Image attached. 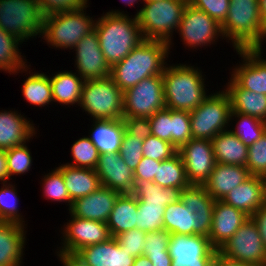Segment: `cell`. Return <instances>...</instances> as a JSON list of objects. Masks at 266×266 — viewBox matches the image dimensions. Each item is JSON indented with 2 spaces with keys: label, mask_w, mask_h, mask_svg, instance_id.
I'll list each match as a JSON object with an SVG mask.
<instances>
[{
  "label": "cell",
  "mask_w": 266,
  "mask_h": 266,
  "mask_svg": "<svg viewBox=\"0 0 266 266\" xmlns=\"http://www.w3.org/2000/svg\"><path fill=\"white\" fill-rule=\"evenodd\" d=\"M119 195V192L101 186L91 194L74 200L69 213L82 219L106 223Z\"/></svg>",
  "instance_id": "ffe728a7"
},
{
  "label": "cell",
  "mask_w": 266,
  "mask_h": 266,
  "mask_svg": "<svg viewBox=\"0 0 266 266\" xmlns=\"http://www.w3.org/2000/svg\"><path fill=\"white\" fill-rule=\"evenodd\" d=\"M214 257H176L171 266H211Z\"/></svg>",
  "instance_id": "9f6ffc18"
},
{
  "label": "cell",
  "mask_w": 266,
  "mask_h": 266,
  "mask_svg": "<svg viewBox=\"0 0 266 266\" xmlns=\"http://www.w3.org/2000/svg\"><path fill=\"white\" fill-rule=\"evenodd\" d=\"M224 89L231 100V111L266 122V95L240 88L231 78Z\"/></svg>",
  "instance_id": "484cf974"
},
{
  "label": "cell",
  "mask_w": 266,
  "mask_h": 266,
  "mask_svg": "<svg viewBox=\"0 0 266 266\" xmlns=\"http://www.w3.org/2000/svg\"><path fill=\"white\" fill-rule=\"evenodd\" d=\"M23 42L0 28V70L13 74L27 71L29 68L25 56L21 55L18 46ZM23 56V58H22ZM25 61H24V60ZM21 71V72H20Z\"/></svg>",
  "instance_id": "d6a6232c"
},
{
  "label": "cell",
  "mask_w": 266,
  "mask_h": 266,
  "mask_svg": "<svg viewBox=\"0 0 266 266\" xmlns=\"http://www.w3.org/2000/svg\"><path fill=\"white\" fill-rule=\"evenodd\" d=\"M137 229L143 232H154L163 229L164 204H144L137 199Z\"/></svg>",
  "instance_id": "f35d334b"
},
{
  "label": "cell",
  "mask_w": 266,
  "mask_h": 266,
  "mask_svg": "<svg viewBox=\"0 0 266 266\" xmlns=\"http://www.w3.org/2000/svg\"><path fill=\"white\" fill-rule=\"evenodd\" d=\"M182 38L181 41L188 48L209 46L224 36L221 25L202 10L190 4L184 8L181 23L177 30Z\"/></svg>",
  "instance_id": "4fadbf2b"
},
{
  "label": "cell",
  "mask_w": 266,
  "mask_h": 266,
  "mask_svg": "<svg viewBox=\"0 0 266 266\" xmlns=\"http://www.w3.org/2000/svg\"><path fill=\"white\" fill-rule=\"evenodd\" d=\"M43 196L51 201L68 203V209L72 206V200L68 194L67 187L65 186L64 177L62 172L56 167L54 170L45 174L42 179Z\"/></svg>",
  "instance_id": "b9f144b4"
},
{
  "label": "cell",
  "mask_w": 266,
  "mask_h": 266,
  "mask_svg": "<svg viewBox=\"0 0 266 266\" xmlns=\"http://www.w3.org/2000/svg\"><path fill=\"white\" fill-rule=\"evenodd\" d=\"M230 112L228 93L225 90L211 93L196 109L190 111L192 138L212 140L220 132L228 130Z\"/></svg>",
  "instance_id": "9c48e42d"
},
{
  "label": "cell",
  "mask_w": 266,
  "mask_h": 266,
  "mask_svg": "<svg viewBox=\"0 0 266 266\" xmlns=\"http://www.w3.org/2000/svg\"><path fill=\"white\" fill-rule=\"evenodd\" d=\"M145 235L146 232H143L139 229H132L122 232L116 235L114 238L123 250H126L136 258L144 253V246L146 242Z\"/></svg>",
  "instance_id": "c3c4849f"
},
{
  "label": "cell",
  "mask_w": 266,
  "mask_h": 266,
  "mask_svg": "<svg viewBox=\"0 0 266 266\" xmlns=\"http://www.w3.org/2000/svg\"><path fill=\"white\" fill-rule=\"evenodd\" d=\"M218 252L230 260L254 266H266V248L251 217L240 226Z\"/></svg>",
  "instance_id": "8fae6325"
},
{
  "label": "cell",
  "mask_w": 266,
  "mask_h": 266,
  "mask_svg": "<svg viewBox=\"0 0 266 266\" xmlns=\"http://www.w3.org/2000/svg\"><path fill=\"white\" fill-rule=\"evenodd\" d=\"M164 108L162 75L143 79L123 92V117L149 118Z\"/></svg>",
  "instance_id": "30bf717a"
},
{
  "label": "cell",
  "mask_w": 266,
  "mask_h": 266,
  "mask_svg": "<svg viewBox=\"0 0 266 266\" xmlns=\"http://www.w3.org/2000/svg\"><path fill=\"white\" fill-rule=\"evenodd\" d=\"M119 154L125 164L134 171L143 158V140L136 139L133 135H130L124 130Z\"/></svg>",
  "instance_id": "bcb514c9"
},
{
  "label": "cell",
  "mask_w": 266,
  "mask_h": 266,
  "mask_svg": "<svg viewBox=\"0 0 266 266\" xmlns=\"http://www.w3.org/2000/svg\"><path fill=\"white\" fill-rule=\"evenodd\" d=\"M221 29L225 40L231 41L235 50L262 49L266 29L260 16L259 0H230Z\"/></svg>",
  "instance_id": "277c9868"
},
{
  "label": "cell",
  "mask_w": 266,
  "mask_h": 266,
  "mask_svg": "<svg viewBox=\"0 0 266 266\" xmlns=\"http://www.w3.org/2000/svg\"><path fill=\"white\" fill-rule=\"evenodd\" d=\"M26 225L0 221V266H22Z\"/></svg>",
  "instance_id": "d4e9b609"
},
{
  "label": "cell",
  "mask_w": 266,
  "mask_h": 266,
  "mask_svg": "<svg viewBox=\"0 0 266 266\" xmlns=\"http://www.w3.org/2000/svg\"><path fill=\"white\" fill-rule=\"evenodd\" d=\"M53 102L60 105H79L83 84L85 82L76 72L63 70L49 76Z\"/></svg>",
  "instance_id": "1f68e13d"
},
{
  "label": "cell",
  "mask_w": 266,
  "mask_h": 266,
  "mask_svg": "<svg viewBox=\"0 0 266 266\" xmlns=\"http://www.w3.org/2000/svg\"><path fill=\"white\" fill-rule=\"evenodd\" d=\"M87 7L44 16L42 38L55 49H74L79 40L94 30L96 20L86 15Z\"/></svg>",
  "instance_id": "8992f818"
},
{
  "label": "cell",
  "mask_w": 266,
  "mask_h": 266,
  "mask_svg": "<svg viewBox=\"0 0 266 266\" xmlns=\"http://www.w3.org/2000/svg\"><path fill=\"white\" fill-rule=\"evenodd\" d=\"M211 141L216 163L246 166L248 146L230 130L220 132Z\"/></svg>",
  "instance_id": "83f0119b"
},
{
  "label": "cell",
  "mask_w": 266,
  "mask_h": 266,
  "mask_svg": "<svg viewBox=\"0 0 266 266\" xmlns=\"http://www.w3.org/2000/svg\"><path fill=\"white\" fill-rule=\"evenodd\" d=\"M250 217L256 224L263 244L266 248V203L260 206Z\"/></svg>",
  "instance_id": "6f0895ef"
},
{
  "label": "cell",
  "mask_w": 266,
  "mask_h": 266,
  "mask_svg": "<svg viewBox=\"0 0 266 266\" xmlns=\"http://www.w3.org/2000/svg\"><path fill=\"white\" fill-rule=\"evenodd\" d=\"M59 261L63 263V266H83L73 256L59 257Z\"/></svg>",
  "instance_id": "6125c7cd"
},
{
  "label": "cell",
  "mask_w": 266,
  "mask_h": 266,
  "mask_svg": "<svg viewBox=\"0 0 266 266\" xmlns=\"http://www.w3.org/2000/svg\"><path fill=\"white\" fill-rule=\"evenodd\" d=\"M123 3H126V5L132 7L134 6L135 3H138V1H141V0H121Z\"/></svg>",
  "instance_id": "03108f58"
},
{
  "label": "cell",
  "mask_w": 266,
  "mask_h": 266,
  "mask_svg": "<svg viewBox=\"0 0 266 266\" xmlns=\"http://www.w3.org/2000/svg\"><path fill=\"white\" fill-rule=\"evenodd\" d=\"M76 73L84 79H105L110 76V66L106 63L99 46L95 30L79 40L74 48Z\"/></svg>",
  "instance_id": "2e32d148"
},
{
  "label": "cell",
  "mask_w": 266,
  "mask_h": 266,
  "mask_svg": "<svg viewBox=\"0 0 266 266\" xmlns=\"http://www.w3.org/2000/svg\"><path fill=\"white\" fill-rule=\"evenodd\" d=\"M36 130L33 122L18 111H0V149L8 150L29 142Z\"/></svg>",
  "instance_id": "cb8c5ba5"
},
{
  "label": "cell",
  "mask_w": 266,
  "mask_h": 266,
  "mask_svg": "<svg viewBox=\"0 0 266 266\" xmlns=\"http://www.w3.org/2000/svg\"><path fill=\"white\" fill-rule=\"evenodd\" d=\"M153 182L161 187H175L177 189H184L190 186L187 179L184 162L179 153L172 158L161 161L157 166V175Z\"/></svg>",
  "instance_id": "e575fe53"
},
{
  "label": "cell",
  "mask_w": 266,
  "mask_h": 266,
  "mask_svg": "<svg viewBox=\"0 0 266 266\" xmlns=\"http://www.w3.org/2000/svg\"><path fill=\"white\" fill-rule=\"evenodd\" d=\"M166 65L163 76L165 108L179 111L196 109L209 95L202 71L188 64Z\"/></svg>",
  "instance_id": "3957f363"
},
{
  "label": "cell",
  "mask_w": 266,
  "mask_h": 266,
  "mask_svg": "<svg viewBox=\"0 0 266 266\" xmlns=\"http://www.w3.org/2000/svg\"><path fill=\"white\" fill-rule=\"evenodd\" d=\"M64 177L72 201L87 196L101 187L99 176L93 169L77 168L66 164L57 167Z\"/></svg>",
  "instance_id": "4316f807"
},
{
  "label": "cell",
  "mask_w": 266,
  "mask_h": 266,
  "mask_svg": "<svg viewBox=\"0 0 266 266\" xmlns=\"http://www.w3.org/2000/svg\"><path fill=\"white\" fill-rule=\"evenodd\" d=\"M9 173L7 170L6 150L0 149V181L3 183L9 182Z\"/></svg>",
  "instance_id": "91938a15"
},
{
  "label": "cell",
  "mask_w": 266,
  "mask_h": 266,
  "mask_svg": "<svg viewBox=\"0 0 266 266\" xmlns=\"http://www.w3.org/2000/svg\"><path fill=\"white\" fill-rule=\"evenodd\" d=\"M178 150L169 142L161 140L154 135L143 140V157L158 161L172 158Z\"/></svg>",
  "instance_id": "7dc6e473"
},
{
  "label": "cell",
  "mask_w": 266,
  "mask_h": 266,
  "mask_svg": "<svg viewBox=\"0 0 266 266\" xmlns=\"http://www.w3.org/2000/svg\"><path fill=\"white\" fill-rule=\"evenodd\" d=\"M99 46L110 68L123 60L143 40L136 16L110 10L95 21Z\"/></svg>",
  "instance_id": "7a4b0ae2"
},
{
  "label": "cell",
  "mask_w": 266,
  "mask_h": 266,
  "mask_svg": "<svg viewBox=\"0 0 266 266\" xmlns=\"http://www.w3.org/2000/svg\"><path fill=\"white\" fill-rule=\"evenodd\" d=\"M163 229L170 234L189 235L188 210L180 200L165 207Z\"/></svg>",
  "instance_id": "ab89813d"
},
{
  "label": "cell",
  "mask_w": 266,
  "mask_h": 266,
  "mask_svg": "<svg viewBox=\"0 0 266 266\" xmlns=\"http://www.w3.org/2000/svg\"><path fill=\"white\" fill-rule=\"evenodd\" d=\"M88 1L89 0H38L40 10L44 16L85 7Z\"/></svg>",
  "instance_id": "f5cc1de1"
},
{
  "label": "cell",
  "mask_w": 266,
  "mask_h": 266,
  "mask_svg": "<svg viewBox=\"0 0 266 266\" xmlns=\"http://www.w3.org/2000/svg\"><path fill=\"white\" fill-rule=\"evenodd\" d=\"M125 130L136 139L145 140L152 135V128L149 118L142 117H123Z\"/></svg>",
  "instance_id": "db71d44e"
},
{
  "label": "cell",
  "mask_w": 266,
  "mask_h": 266,
  "mask_svg": "<svg viewBox=\"0 0 266 266\" xmlns=\"http://www.w3.org/2000/svg\"><path fill=\"white\" fill-rule=\"evenodd\" d=\"M16 191L15 185L10 183H3L0 188V221L27 225L17 207L19 198Z\"/></svg>",
  "instance_id": "60d3db41"
},
{
  "label": "cell",
  "mask_w": 266,
  "mask_h": 266,
  "mask_svg": "<svg viewBox=\"0 0 266 266\" xmlns=\"http://www.w3.org/2000/svg\"><path fill=\"white\" fill-rule=\"evenodd\" d=\"M188 4L202 10L222 25L227 18L230 0H188Z\"/></svg>",
  "instance_id": "681fc988"
},
{
  "label": "cell",
  "mask_w": 266,
  "mask_h": 266,
  "mask_svg": "<svg viewBox=\"0 0 266 266\" xmlns=\"http://www.w3.org/2000/svg\"><path fill=\"white\" fill-rule=\"evenodd\" d=\"M161 161L143 157L134 170L135 181H153Z\"/></svg>",
  "instance_id": "11a10c76"
},
{
  "label": "cell",
  "mask_w": 266,
  "mask_h": 266,
  "mask_svg": "<svg viewBox=\"0 0 266 266\" xmlns=\"http://www.w3.org/2000/svg\"><path fill=\"white\" fill-rule=\"evenodd\" d=\"M170 235L171 234L165 229L146 233L143 255L152 256L157 254H169L168 246Z\"/></svg>",
  "instance_id": "f907efd6"
},
{
  "label": "cell",
  "mask_w": 266,
  "mask_h": 266,
  "mask_svg": "<svg viewBox=\"0 0 266 266\" xmlns=\"http://www.w3.org/2000/svg\"><path fill=\"white\" fill-rule=\"evenodd\" d=\"M78 106L93 120L118 121L123 118V91L110 76L85 80Z\"/></svg>",
  "instance_id": "52a82bcc"
},
{
  "label": "cell",
  "mask_w": 266,
  "mask_h": 266,
  "mask_svg": "<svg viewBox=\"0 0 266 266\" xmlns=\"http://www.w3.org/2000/svg\"><path fill=\"white\" fill-rule=\"evenodd\" d=\"M250 176L246 166L216 163L203 186L215 201L223 200L232 189Z\"/></svg>",
  "instance_id": "603a6c76"
},
{
  "label": "cell",
  "mask_w": 266,
  "mask_h": 266,
  "mask_svg": "<svg viewBox=\"0 0 266 266\" xmlns=\"http://www.w3.org/2000/svg\"><path fill=\"white\" fill-rule=\"evenodd\" d=\"M32 73V74H30ZM29 76L22 84V95L30 104L44 107L53 102L49 75L29 71Z\"/></svg>",
  "instance_id": "d590c367"
},
{
  "label": "cell",
  "mask_w": 266,
  "mask_h": 266,
  "mask_svg": "<svg viewBox=\"0 0 266 266\" xmlns=\"http://www.w3.org/2000/svg\"><path fill=\"white\" fill-rule=\"evenodd\" d=\"M155 1H161V0H143L144 3H147V2H155Z\"/></svg>",
  "instance_id": "003e7915"
},
{
  "label": "cell",
  "mask_w": 266,
  "mask_h": 266,
  "mask_svg": "<svg viewBox=\"0 0 266 266\" xmlns=\"http://www.w3.org/2000/svg\"><path fill=\"white\" fill-rule=\"evenodd\" d=\"M234 118L238 120L236 121L237 125L236 128L230 129V131L248 147L266 132V122L261 119L231 111L229 121L234 120Z\"/></svg>",
  "instance_id": "8d00e7d4"
},
{
  "label": "cell",
  "mask_w": 266,
  "mask_h": 266,
  "mask_svg": "<svg viewBox=\"0 0 266 266\" xmlns=\"http://www.w3.org/2000/svg\"><path fill=\"white\" fill-rule=\"evenodd\" d=\"M178 153L183 159L190 184L203 185L216 165L212 141L191 138Z\"/></svg>",
  "instance_id": "9a60e30c"
},
{
  "label": "cell",
  "mask_w": 266,
  "mask_h": 266,
  "mask_svg": "<svg viewBox=\"0 0 266 266\" xmlns=\"http://www.w3.org/2000/svg\"><path fill=\"white\" fill-rule=\"evenodd\" d=\"M218 252L208 237L202 235L171 234L168 253L173 260L176 257H214Z\"/></svg>",
  "instance_id": "f546056e"
},
{
  "label": "cell",
  "mask_w": 266,
  "mask_h": 266,
  "mask_svg": "<svg viewBox=\"0 0 266 266\" xmlns=\"http://www.w3.org/2000/svg\"><path fill=\"white\" fill-rule=\"evenodd\" d=\"M83 266H133L135 257L117 243L114 237L89 245L73 256Z\"/></svg>",
  "instance_id": "d6986e66"
},
{
  "label": "cell",
  "mask_w": 266,
  "mask_h": 266,
  "mask_svg": "<svg viewBox=\"0 0 266 266\" xmlns=\"http://www.w3.org/2000/svg\"><path fill=\"white\" fill-rule=\"evenodd\" d=\"M249 218L243 211L226 204L222 200L214 203L211 230L208 238L212 246L219 250Z\"/></svg>",
  "instance_id": "44dd1931"
},
{
  "label": "cell",
  "mask_w": 266,
  "mask_h": 266,
  "mask_svg": "<svg viewBox=\"0 0 266 266\" xmlns=\"http://www.w3.org/2000/svg\"><path fill=\"white\" fill-rule=\"evenodd\" d=\"M7 170L11 176L27 173L31 169L32 156L25 144L6 150Z\"/></svg>",
  "instance_id": "ee69618b"
},
{
  "label": "cell",
  "mask_w": 266,
  "mask_h": 266,
  "mask_svg": "<svg viewBox=\"0 0 266 266\" xmlns=\"http://www.w3.org/2000/svg\"><path fill=\"white\" fill-rule=\"evenodd\" d=\"M99 155L98 148L92 143L90 138L88 136L82 137L72 144L71 156L73 162L66 163V165L95 170Z\"/></svg>",
  "instance_id": "74e56055"
},
{
  "label": "cell",
  "mask_w": 266,
  "mask_h": 266,
  "mask_svg": "<svg viewBox=\"0 0 266 266\" xmlns=\"http://www.w3.org/2000/svg\"><path fill=\"white\" fill-rule=\"evenodd\" d=\"M71 220L63 227L58 257L74 256L82 248L107 241L111 235L105 222L70 216Z\"/></svg>",
  "instance_id": "7c38bea8"
},
{
  "label": "cell",
  "mask_w": 266,
  "mask_h": 266,
  "mask_svg": "<svg viewBox=\"0 0 266 266\" xmlns=\"http://www.w3.org/2000/svg\"><path fill=\"white\" fill-rule=\"evenodd\" d=\"M180 201L188 210L189 235L208 237L212 225L215 200L203 185L191 184L181 190Z\"/></svg>",
  "instance_id": "5bb4252c"
},
{
  "label": "cell",
  "mask_w": 266,
  "mask_h": 266,
  "mask_svg": "<svg viewBox=\"0 0 266 266\" xmlns=\"http://www.w3.org/2000/svg\"><path fill=\"white\" fill-rule=\"evenodd\" d=\"M90 135L92 143L98 148L100 154L118 153L125 127L121 120H93Z\"/></svg>",
  "instance_id": "4dcf8cb0"
},
{
  "label": "cell",
  "mask_w": 266,
  "mask_h": 266,
  "mask_svg": "<svg viewBox=\"0 0 266 266\" xmlns=\"http://www.w3.org/2000/svg\"><path fill=\"white\" fill-rule=\"evenodd\" d=\"M191 138L190 112L171 110V144L179 150Z\"/></svg>",
  "instance_id": "7bdbcfd3"
},
{
  "label": "cell",
  "mask_w": 266,
  "mask_h": 266,
  "mask_svg": "<svg viewBox=\"0 0 266 266\" xmlns=\"http://www.w3.org/2000/svg\"><path fill=\"white\" fill-rule=\"evenodd\" d=\"M243 61L231 72V79L242 89L266 95V59L263 49L236 50Z\"/></svg>",
  "instance_id": "e0dca14e"
},
{
  "label": "cell",
  "mask_w": 266,
  "mask_h": 266,
  "mask_svg": "<svg viewBox=\"0 0 266 266\" xmlns=\"http://www.w3.org/2000/svg\"><path fill=\"white\" fill-rule=\"evenodd\" d=\"M188 0H161L144 3L135 14L144 40H162L172 48ZM175 29V30H174Z\"/></svg>",
  "instance_id": "5b68a950"
},
{
  "label": "cell",
  "mask_w": 266,
  "mask_h": 266,
  "mask_svg": "<svg viewBox=\"0 0 266 266\" xmlns=\"http://www.w3.org/2000/svg\"><path fill=\"white\" fill-rule=\"evenodd\" d=\"M222 201L250 217L266 203V178L251 175L246 181L232 189Z\"/></svg>",
  "instance_id": "7402d4cb"
},
{
  "label": "cell",
  "mask_w": 266,
  "mask_h": 266,
  "mask_svg": "<svg viewBox=\"0 0 266 266\" xmlns=\"http://www.w3.org/2000/svg\"><path fill=\"white\" fill-rule=\"evenodd\" d=\"M43 19L38 0H0V28L21 42L41 37Z\"/></svg>",
  "instance_id": "ba28073f"
},
{
  "label": "cell",
  "mask_w": 266,
  "mask_h": 266,
  "mask_svg": "<svg viewBox=\"0 0 266 266\" xmlns=\"http://www.w3.org/2000/svg\"><path fill=\"white\" fill-rule=\"evenodd\" d=\"M182 189L175 187H161L153 181H136L132 195L144 204H164L165 206L180 200Z\"/></svg>",
  "instance_id": "836d02e7"
},
{
  "label": "cell",
  "mask_w": 266,
  "mask_h": 266,
  "mask_svg": "<svg viewBox=\"0 0 266 266\" xmlns=\"http://www.w3.org/2000/svg\"><path fill=\"white\" fill-rule=\"evenodd\" d=\"M246 168L250 175L266 178V132L248 147Z\"/></svg>",
  "instance_id": "f6af8a7d"
},
{
  "label": "cell",
  "mask_w": 266,
  "mask_h": 266,
  "mask_svg": "<svg viewBox=\"0 0 266 266\" xmlns=\"http://www.w3.org/2000/svg\"><path fill=\"white\" fill-rule=\"evenodd\" d=\"M153 266H171L172 259L169 254L147 256Z\"/></svg>",
  "instance_id": "94428289"
},
{
  "label": "cell",
  "mask_w": 266,
  "mask_h": 266,
  "mask_svg": "<svg viewBox=\"0 0 266 266\" xmlns=\"http://www.w3.org/2000/svg\"><path fill=\"white\" fill-rule=\"evenodd\" d=\"M169 43L162 40H143L123 60L110 69V77L124 92L141 80L162 75L170 54Z\"/></svg>",
  "instance_id": "6da1fadb"
},
{
  "label": "cell",
  "mask_w": 266,
  "mask_h": 266,
  "mask_svg": "<svg viewBox=\"0 0 266 266\" xmlns=\"http://www.w3.org/2000/svg\"><path fill=\"white\" fill-rule=\"evenodd\" d=\"M211 266H254V265L227 259L219 252H217L212 260Z\"/></svg>",
  "instance_id": "680465c9"
},
{
  "label": "cell",
  "mask_w": 266,
  "mask_h": 266,
  "mask_svg": "<svg viewBox=\"0 0 266 266\" xmlns=\"http://www.w3.org/2000/svg\"><path fill=\"white\" fill-rule=\"evenodd\" d=\"M133 266H153V265L147 256L140 255L135 258Z\"/></svg>",
  "instance_id": "be15d7a7"
},
{
  "label": "cell",
  "mask_w": 266,
  "mask_h": 266,
  "mask_svg": "<svg viewBox=\"0 0 266 266\" xmlns=\"http://www.w3.org/2000/svg\"><path fill=\"white\" fill-rule=\"evenodd\" d=\"M152 135L171 143V109L164 108L149 117Z\"/></svg>",
  "instance_id": "816d5d0a"
},
{
  "label": "cell",
  "mask_w": 266,
  "mask_h": 266,
  "mask_svg": "<svg viewBox=\"0 0 266 266\" xmlns=\"http://www.w3.org/2000/svg\"><path fill=\"white\" fill-rule=\"evenodd\" d=\"M137 199L132 194H120L106 222L111 237L137 229Z\"/></svg>",
  "instance_id": "f1b7e54d"
},
{
  "label": "cell",
  "mask_w": 266,
  "mask_h": 266,
  "mask_svg": "<svg viewBox=\"0 0 266 266\" xmlns=\"http://www.w3.org/2000/svg\"><path fill=\"white\" fill-rule=\"evenodd\" d=\"M101 186L108 187L120 194H131L136 183L134 171L131 170L118 153L99 155L95 168Z\"/></svg>",
  "instance_id": "ac0fdd59"
},
{
  "label": "cell",
  "mask_w": 266,
  "mask_h": 266,
  "mask_svg": "<svg viewBox=\"0 0 266 266\" xmlns=\"http://www.w3.org/2000/svg\"><path fill=\"white\" fill-rule=\"evenodd\" d=\"M259 11L263 25L266 29V0H259Z\"/></svg>",
  "instance_id": "e7e4bbea"
}]
</instances>
